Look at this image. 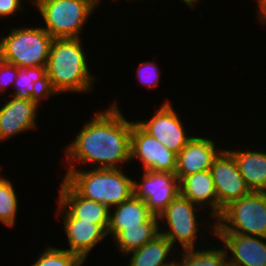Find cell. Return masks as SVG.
Instances as JSON below:
<instances>
[{"instance_id":"9","label":"cell","mask_w":266,"mask_h":266,"mask_svg":"<svg viewBox=\"0 0 266 266\" xmlns=\"http://www.w3.org/2000/svg\"><path fill=\"white\" fill-rule=\"evenodd\" d=\"M218 197V217L230 202L248 195L251 190L239 172L236 160L225 148L210 168Z\"/></svg>"},{"instance_id":"5","label":"cell","mask_w":266,"mask_h":266,"mask_svg":"<svg viewBox=\"0 0 266 266\" xmlns=\"http://www.w3.org/2000/svg\"><path fill=\"white\" fill-rule=\"evenodd\" d=\"M212 225L214 232L266 238V192L251 191L230 202Z\"/></svg>"},{"instance_id":"25","label":"cell","mask_w":266,"mask_h":266,"mask_svg":"<svg viewBox=\"0 0 266 266\" xmlns=\"http://www.w3.org/2000/svg\"><path fill=\"white\" fill-rule=\"evenodd\" d=\"M84 262L80 256L66 249L48 246L31 266H82Z\"/></svg>"},{"instance_id":"21","label":"cell","mask_w":266,"mask_h":266,"mask_svg":"<svg viewBox=\"0 0 266 266\" xmlns=\"http://www.w3.org/2000/svg\"><path fill=\"white\" fill-rule=\"evenodd\" d=\"M174 250L171 242L160 233L141 248L126 254L131 255L128 266H175L176 260L169 259Z\"/></svg>"},{"instance_id":"17","label":"cell","mask_w":266,"mask_h":266,"mask_svg":"<svg viewBox=\"0 0 266 266\" xmlns=\"http://www.w3.org/2000/svg\"><path fill=\"white\" fill-rule=\"evenodd\" d=\"M179 194L200 208L210 205V217L215 218L213 222L218 218V197L210 170L182 177L179 180Z\"/></svg>"},{"instance_id":"32","label":"cell","mask_w":266,"mask_h":266,"mask_svg":"<svg viewBox=\"0 0 266 266\" xmlns=\"http://www.w3.org/2000/svg\"><path fill=\"white\" fill-rule=\"evenodd\" d=\"M29 1H32V5H35L40 0H29Z\"/></svg>"},{"instance_id":"20","label":"cell","mask_w":266,"mask_h":266,"mask_svg":"<svg viewBox=\"0 0 266 266\" xmlns=\"http://www.w3.org/2000/svg\"><path fill=\"white\" fill-rule=\"evenodd\" d=\"M17 72L15 90L10 96L25 100L35 99L38 102L49 99L46 67H17Z\"/></svg>"},{"instance_id":"3","label":"cell","mask_w":266,"mask_h":266,"mask_svg":"<svg viewBox=\"0 0 266 266\" xmlns=\"http://www.w3.org/2000/svg\"><path fill=\"white\" fill-rule=\"evenodd\" d=\"M122 168L67 169L64 180L82 197L112 208L134 195V180Z\"/></svg>"},{"instance_id":"18","label":"cell","mask_w":266,"mask_h":266,"mask_svg":"<svg viewBox=\"0 0 266 266\" xmlns=\"http://www.w3.org/2000/svg\"><path fill=\"white\" fill-rule=\"evenodd\" d=\"M113 209L110 208V221L107 230V235L112 236L111 239H114L122 230L137 227L153 216L145 202L134 195L120 205L114 206Z\"/></svg>"},{"instance_id":"28","label":"cell","mask_w":266,"mask_h":266,"mask_svg":"<svg viewBox=\"0 0 266 266\" xmlns=\"http://www.w3.org/2000/svg\"><path fill=\"white\" fill-rule=\"evenodd\" d=\"M22 0H0V18L9 17L20 11L23 12Z\"/></svg>"},{"instance_id":"24","label":"cell","mask_w":266,"mask_h":266,"mask_svg":"<svg viewBox=\"0 0 266 266\" xmlns=\"http://www.w3.org/2000/svg\"><path fill=\"white\" fill-rule=\"evenodd\" d=\"M7 178L0 176V222L8 227L15 225L18 212V196Z\"/></svg>"},{"instance_id":"1","label":"cell","mask_w":266,"mask_h":266,"mask_svg":"<svg viewBox=\"0 0 266 266\" xmlns=\"http://www.w3.org/2000/svg\"><path fill=\"white\" fill-rule=\"evenodd\" d=\"M112 103L106 110L97 112L89 122L84 123L74 141L64 148L69 165L67 169H75L77 162L85 163V166L96 164L97 167L92 168H121L122 164L131 162L130 136L133 121L124 117L115 100Z\"/></svg>"},{"instance_id":"30","label":"cell","mask_w":266,"mask_h":266,"mask_svg":"<svg viewBox=\"0 0 266 266\" xmlns=\"http://www.w3.org/2000/svg\"><path fill=\"white\" fill-rule=\"evenodd\" d=\"M183 3H185L187 6L190 8H195V5L200 1V0H182Z\"/></svg>"},{"instance_id":"15","label":"cell","mask_w":266,"mask_h":266,"mask_svg":"<svg viewBox=\"0 0 266 266\" xmlns=\"http://www.w3.org/2000/svg\"><path fill=\"white\" fill-rule=\"evenodd\" d=\"M223 149L216 148L212 139L195 136L177 154L175 174L180 180L184 176L210 170L215 158Z\"/></svg>"},{"instance_id":"13","label":"cell","mask_w":266,"mask_h":266,"mask_svg":"<svg viewBox=\"0 0 266 266\" xmlns=\"http://www.w3.org/2000/svg\"><path fill=\"white\" fill-rule=\"evenodd\" d=\"M0 108V142L36 127L40 102L35 99H18L10 96ZM21 132V133H20Z\"/></svg>"},{"instance_id":"22","label":"cell","mask_w":266,"mask_h":266,"mask_svg":"<svg viewBox=\"0 0 266 266\" xmlns=\"http://www.w3.org/2000/svg\"><path fill=\"white\" fill-rule=\"evenodd\" d=\"M160 221L153 215L147 222L140 223L137 227L122 230L113 240L119 252L126 256L131 251L137 250L153 240L160 234Z\"/></svg>"},{"instance_id":"8","label":"cell","mask_w":266,"mask_h":266,"mask_svg":"<svg viewBox=\"0 0 266 266\" xmlns=\"http://www.w3.org/2000/svg\"><path fill=\"white\" fill-rule=\"evenodd\" d=\"M142 163L143 171L175 173L177 154L133 122L130 136V161Z\"/></svg>"},{"instance_id":"11","label":"cell","mask_w":266,"mask_h":266,"mask_svg":"<svg viewBox=\"0 0 266 266\" xmlns=\"http://www.w3.org/2000/svg\"><path fill=\"white\" fill-rule=\"evenodd\" d=\"M137 123L147 133L176 154L193 138V136H187L183 122L169 100L162 103L149 120H139Z\"/></svg>"},{"instance_id":"29","label":"cell","mask_w":266,"mask_h":266,"mask_svg":"<svg viewBox=\"0 0 266 266\" xmlns=\"http://www.w3.org/2000/svg\"><path fill=\"white\" fill-rule=\"evenodd\" d=\"M258 3V19L263 22L262 24H266V0H256Z\"/></svg>"},{"instance_id":"6","label":"cell","mask_w":266,"mask_h":266,"mask_svg":"<svg viewBox=\"0 0 266 266\" xmlns=\"http://www.w3.org/2000/svg\"><path fill=\"white\" fill-rule=\"evenodd\" d=\"M52 38H80L83 26L96 6L89 0H40L34 5Z\"/></svg>"},{"instance_id":"2","label":"cell","mask_w":266,"mask_h":266,"mask_svg":"<svg viewBox=\"0 0 266 266\" xmlns=\"http://www.w3.org/2000/svg\"><path fill=\"white\" fill-rule=\"evenodd\" d=\"M81 38H53L46 66L50 96L68 93H89L93 88V75Z\"/></svg>"},{"instance_id":"19","label":"cell","mask_w":266,"mask_h":266,"mask_svg":"<svg viewBox=\"0 0 266 266\" xmlns=\"http://www.w3.org/2000/svg\"><path fill=\"white\" fill-rule=\"evenodd\" d=\"M238 169L251 191L266 192V152L230 150Z\"/></svg>"},{"instance_id":"16","label":"cell","mask_w":266,"mask_h":266,"mask_svg":"<svg viewBox=\"0 0 266 266\" xmlns=\"http://www.w3.org/2000/svg\"><path fill=\"white\" fill-rule=\"evenodd\" d=\"M57 201L74 217L99 225L106 233L110 221V208L80 196L64 179Z\"/></svg>"},{"instance_id":"14","label":"cell","mask_w":266,"mask_h":266,"mask_svg":"<svg viewBox=\"0 0 266 266\" xmlns=\"http://www.w3.org/2000/svg\"><path fill=\"white\" fill-rule=\"evenodd\" d=\"M57 211L63 217L62 224L69 244V249L66 250L85 261L90 251L105 239L107 233L99 225L74 218L59 202Z\"/></svg>"},{"instance_id":"31","label":"cell","mask_w":266,"mask_h":266,"mask_svg":"<svg viewBox=\"0 0 266 266\" xmlns=\"http://www.w3.org/2000/svg\"><path fill=\"white\" fill-rule=\"evenodd\" d=\"M89 1L97 7L99 5V2L102 0H89Z\"/></svg>"},{"instance_id":"12","label":"cell","mask_w":266,"mask_h":266,"mask_svg":"<svg viewBox=\"0 0 266 266\" xmlns=\"http://www.w3.org/2000/svg\"><path fill=\"white\" fill-rule=\"evenodd\" d=\"M208 229L217 239H220L226 253L231 256L230 258L228 255L227 258L229 266H266L265 237L214 232L212 225Z\"/></svg>"},{"instance_id":"7","label":"cell","mask_w":266,"mask_h":266,"mask_svg":"<svg viewBox=\"0 0 266 266\" xmlns=\"http://www.w3.org/2000/svg\"><path fill=\"white\" fill-rule=\"evenodd\" d=\"M196 208V209H195ZM197 205L192 203L186 197L180 194L169 203V205L158 215V219L166 222L165 229L160 231L171 244L175 246L176 242L181 245V250L194 249L199 237L200 225L198 223ZM199 227V228H198ZM197 235V236H196Z\"/></svg>"},{"instance_id":"23","label":"cell","mask_w":266,"mask_h":266,"mask_svg":"<svg viewBox=\"0 0 266 266\" xmlns=\"http://www.w3.org/2000/svg\"><path fill=\"white\" fill-rule=\"evenodd\" d=\"M219 247V249L212 246L211 249L203 247V249L194 248L180 251L181 258H178L180 261H176L175 266H229L228 254L224 246Z\"/></svg>"},{"instance_id":"4","label":"cell","mask_w":266,"mask_h":266,"mask_svg":"<svg viewBox=\"0 0 266 266\" xmlns=\"http://www.w3.org/2000/svg\"><path fill=\"white\" fill-rule=\"evenodd\" d=\"M52 40L42 26L13 28L0 38V59L17 67H46Z\"/></svg>"},{"instance_id":"10","label":"cell","mask_w":266,"mask_h":266,"mask_svg":"<svg viewBox=\"0 0 266 266\" xmlns=\"http://www.w3.org/2000/svg\"><path fill=\"white\" fill-rule=\"evenodd\" d=\"M133 189L134 196L158 216L179 194V180L175 173L144 171L140 183L134 180Z\"/></svg>"},{"instance_id":"26","label":"cell","mask_w":266,"mask_h":266,"mask_svg":"<svg viewBox=\"0 0 266 266\" xmlns=\"http://www.w3.org/2000/svg\"><path fill=\"white\" fill-rule=\"evenodd\" d=\"M158 65L153 61L142 62L137 67L136 75L139 79V83L147 88L155 87L160 81V69L157 68Z\"/></svg>"},{"instance_id":"27","label":"cell","mask_w":266,"mask_h":266,"mask_svg":"<svg viewBox=\"0 0 266 266\" xmlns=\"http://www.w3.org/2000/svg\"><path fill=\"white\" fill-rule=\"evenodd\" d=\"M18 76L17 66L6 63L0 59V92L1 96L4 94L5 89L14 85V81Z\"/></svg>"}]
</instances>
